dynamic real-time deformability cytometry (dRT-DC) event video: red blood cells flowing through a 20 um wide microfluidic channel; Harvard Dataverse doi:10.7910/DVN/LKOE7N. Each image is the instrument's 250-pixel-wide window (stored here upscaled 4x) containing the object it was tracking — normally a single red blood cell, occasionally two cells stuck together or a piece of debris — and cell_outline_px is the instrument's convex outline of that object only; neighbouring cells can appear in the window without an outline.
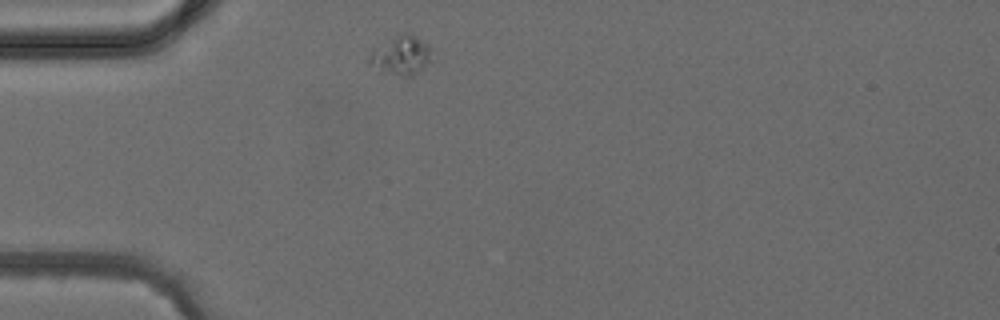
{"species": "common noctule bat (a hibernating species)", "species_latin": "Nyctalus noctula", "temperature_condition": "cold", "stored_images_in_passage": 1, "camera_frame_rate_fps": 3000, "um_per_image_px": 0.085, "animal": {"sex": "female", "body_mass_g": 24.6, "forearm_length_mm": 56.2}, "frame": {"image": 1, "passage_image": 1, "time_ms": 0.0, "image_size_px": [1000, 320], "cell_outline_px": [[432, 60], [416, 72], [408, 76], [392, 72], [368, 64], [372, 52], [396, 36], [404, 32], [408, 32], [416, 36], [428, 44]], "centroid_in_image_um": [34.17, 4.66], "position_along_channel_um": 50.8, "area_um2": 13.12}}